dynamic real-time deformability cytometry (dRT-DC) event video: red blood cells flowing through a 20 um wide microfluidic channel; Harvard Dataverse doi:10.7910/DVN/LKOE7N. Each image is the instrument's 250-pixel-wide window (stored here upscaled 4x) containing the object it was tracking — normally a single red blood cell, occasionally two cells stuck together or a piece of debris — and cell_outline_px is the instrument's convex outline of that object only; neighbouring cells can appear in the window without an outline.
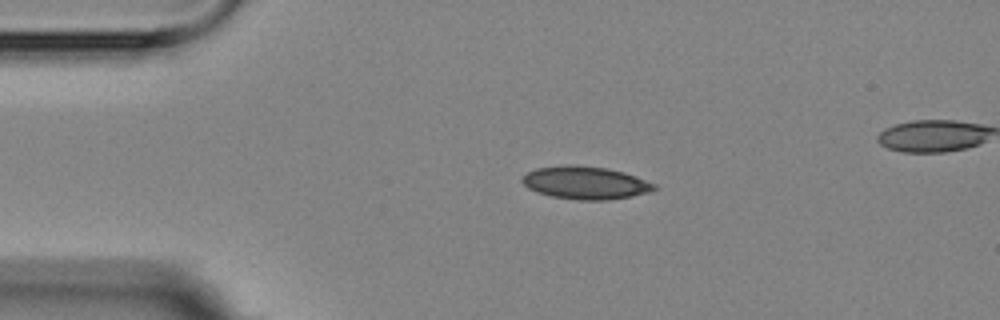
{"species": "Egyptian fruit bat (a non-hibernating species)", "species_latin": "Rousettus aegyptiacus", "temperature_condition": "room temperature", "stored_images_in_passage": 3, "segment_of_instrument_passage": [1, 2], "camera_frame_rate_fps": 3000, "um_per_image_px": 0.085, "animal": {"sex": "female"}, "frame": {"image": 1, "passage_image": 1, "time_ms": 0.0, "image_size_px": [1000, 320], "cell_outline_px": [[660, 188], [648, 192], [632, 196], [608, 200], [580, 200], [552, 196], [536, 192], [528, 188], [520, 180], [528, 172], [536, 168], [568, 164], [576, 164], [608, 168], [624, 172], [656, 184]], "centroid_in_image_um": [49.78, 15.53], "position_along_channel_um": 35.2, "area_um2": 25.37}}